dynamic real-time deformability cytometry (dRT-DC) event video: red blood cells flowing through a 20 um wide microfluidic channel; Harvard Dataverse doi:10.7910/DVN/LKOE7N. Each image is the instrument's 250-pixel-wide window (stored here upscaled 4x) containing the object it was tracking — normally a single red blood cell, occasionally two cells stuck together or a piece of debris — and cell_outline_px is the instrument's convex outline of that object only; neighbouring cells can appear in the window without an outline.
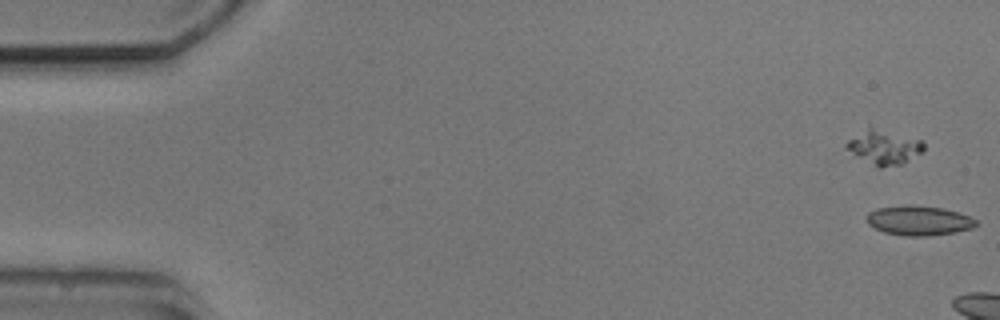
{"species": "common noctule bat (a hibernating species)", "species_latin": "Nyctalus noctula", "temperature_condition": "cold", "stored_images_in_passage": 3, "camera_frame_rate_fps": 3000, "um_per_image_px": 0.085, "animal": {"sex": "male", "body_mass_g": 20.5, "forearm_length_mm": 52.5}, "frame": {"image": 1, "passage_image": 1, "time_ms": 0.0, "image_size_px": [1000, 320], "cell_outline_px": [[980, 224], [972, 228], [956, 232], [928, 236], [904, 236], [884, 232], [868, 224], [868, 212], [876, 208], [908, 204], [944, 208], [960, 212], [976, 220]], "centroid_in_image_um": [78.13, 18.74], "position_along_channel_um": 6.9, "area_um2": 19.07}}